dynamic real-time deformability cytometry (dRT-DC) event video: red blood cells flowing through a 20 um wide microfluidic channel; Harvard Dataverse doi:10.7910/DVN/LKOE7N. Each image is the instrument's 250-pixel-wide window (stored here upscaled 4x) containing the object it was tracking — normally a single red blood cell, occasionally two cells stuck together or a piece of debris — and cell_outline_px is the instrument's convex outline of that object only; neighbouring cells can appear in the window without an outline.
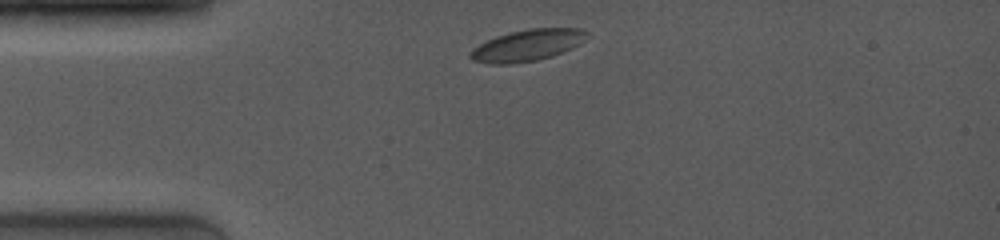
{"species": "common noctule bat (a hibernating species)", "species_latin": "Nyctalus noctula", "temperature_condition": "room temperature", "stored_images_in_passage": 2, "camera_frame_rate_fps": 4000, "um_per_image_px": 0.085, "animal": {"sex": "female", "body_mass_g": 19.0, "forearm_length_mm": 53.3}, "frame": {"image": 1, "passage_image": 1, "time_ms": 0.0, "image_size_px": [1000, 240], "cell_outline_px": [[592, 36], [580, 44], [572, 48], [552, 56], [536, 60], [512, 64], [488, 64], [472, 60], [468, 56], [468, 52], [472, 48], [496, 36], [508, 32], [528, 28], [580, 28], [588, 32]], "centroid_in_image_um": [44.84, 3.84], "position_along_channel_um": 40.2, "area_um2": 21.79}}